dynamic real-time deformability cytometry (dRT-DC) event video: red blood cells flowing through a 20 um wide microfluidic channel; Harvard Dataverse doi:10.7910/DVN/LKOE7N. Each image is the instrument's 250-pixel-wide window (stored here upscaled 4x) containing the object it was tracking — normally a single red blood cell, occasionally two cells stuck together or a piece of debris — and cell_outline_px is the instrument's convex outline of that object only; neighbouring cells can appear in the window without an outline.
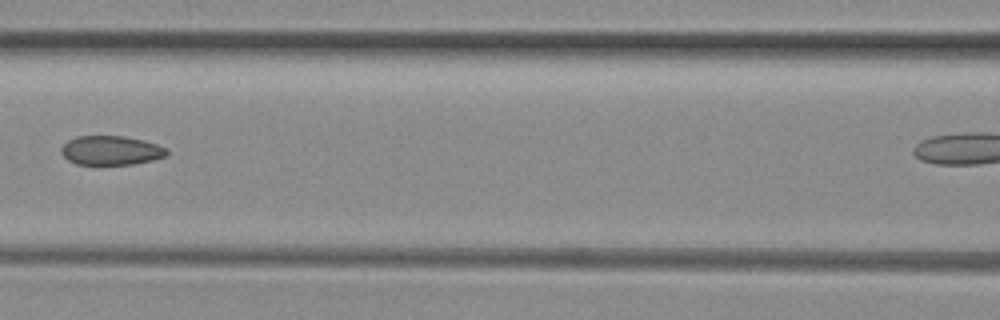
{"species": "common noctule bat (a hibernating species)", "species_latin": "Nyctalus noctula", "temperature_condition": "room temperature", "stored_images_in_passage": 8, "camera_frame_rate_fps": 3000, "um_per_image_px": 0.085, "animal": {"sex": "female", "body_mass_g": 29.2, "forearm_length_mm": 56.3}, "frame": {"image": 1, "passage_image": 6, "time_ms": 1.667, "image_size_px": [1000, 320], "cell_outline_px": [[168, 152], [164, 156], [152, 160], [132, 164], [76, 164], [68, 160], [60, 152], [60, 148], [68, 140], [76, 136], [124, 136], [144, 140], [168, 148]], "centroid_in_image_um": [9.41, 12.77], "position_along_channel_um": 157.2, "area_um2": 17.92}}
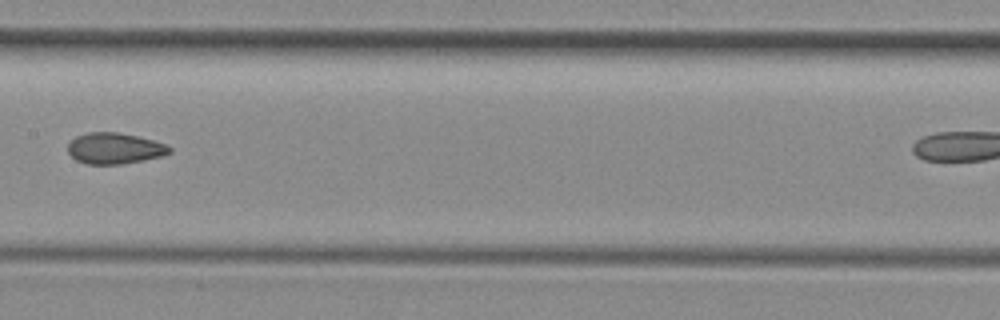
{"frame": {"image": 2, "passage_image": 7, "time_ms": 2.0, "image_size_px": [1000, 320], "cell_outline_px": [[172, 152], [160, 156], [144, 160], [120, 164], [88, 164], [76, 160], [68, 152], [68, 144], [76, 136], [88, 132], [116, 132], [136, 136], [168, 144], [172, 148]], "centroid_in_image_um": [9.75, 12.61], "position_along_channel_um": 197.6, "area_um2": 18.32}}